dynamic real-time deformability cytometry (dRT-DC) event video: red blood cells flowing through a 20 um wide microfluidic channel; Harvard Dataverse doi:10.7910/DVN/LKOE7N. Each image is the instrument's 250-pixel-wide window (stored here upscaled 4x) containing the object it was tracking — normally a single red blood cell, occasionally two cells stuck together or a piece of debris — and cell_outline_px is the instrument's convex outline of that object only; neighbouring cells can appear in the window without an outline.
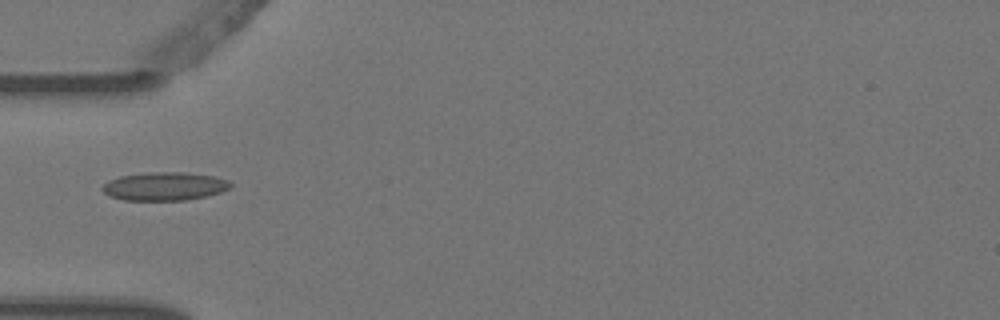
{"species": "Egyptian fruit bat (a non-hibernating species)", "species_latin": "Rousettus aegyptiacus", "temperature_condition": "warm", "stored_images_in_passage": 1, "camera_frame_rate_fps": 3000, "um_per_image_px": 0.085, "animal": {"sex": "female"}, "frame": {"image": 1, "passage_image": 1, "time_ms": 0.0, "image_size_px": [1000, 320], "cell_outline_px": [[232, 188], [208, 196], [184, 200], [124, 200], [108, 196], [100, 188], [108, 180], [120, 176], [148, 172], [184, 172], [216, 176], [228, 180], [232, 184]], "centroid_in_image_um": [13.99, 15.83], "position_along_channel_um": 71.0, "area_um2": 21.39}}